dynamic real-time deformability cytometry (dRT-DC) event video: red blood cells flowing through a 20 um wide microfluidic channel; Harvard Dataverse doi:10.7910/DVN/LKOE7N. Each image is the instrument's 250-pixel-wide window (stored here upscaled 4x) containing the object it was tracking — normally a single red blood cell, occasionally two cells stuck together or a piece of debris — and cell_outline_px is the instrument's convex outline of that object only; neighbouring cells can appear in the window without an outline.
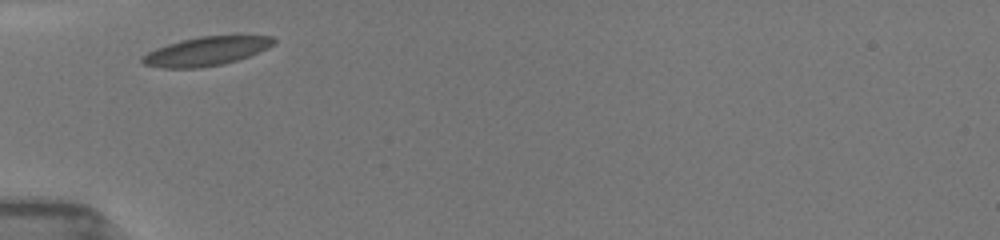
{"species": "common noctule bat (a hibernating species)", "species_latin": "Nyctalus noctula", "temperature_condition": "room temperature", "stored_images_in_passage": 12, "camera_frame_rate_fps": 3000, "um_per_image_px": 0.085, "animal": {"sex": "female", "body_mass_g": 19.5, "forearm_length_mm": 54.1}, "frame": {"image": 1, "passage_image": 1, "time_ms": 0.0, "image_size_px": [1000, 240], "cell_outline_px": [[276, 44], [268, 48], [248, 56], [224, 64], [200, 68], [160, 68], [144, 64], [140, 60], [148, 52], [156, 48], [168, 44], [200, 36], [272, 36], [276, 40]], "centroid_in_image_um": [17.54, 4.36], "position_along_channel_um": 67.5, "area_um2": 21.91}}
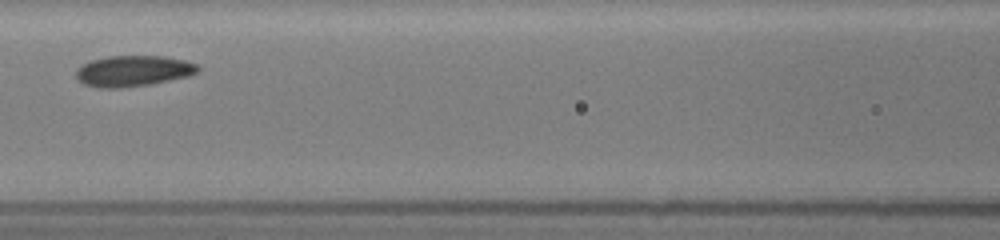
{"frame": {"image": 2, "passage_image": 5, "time_ms": 2.333, "image_size_px": [1000, 240], "cell_outline_px": [[200, 72], [188, 76], [152, 84], [120, 88], [96, 88], [84, 84], [76, 76], [76, 68], [92, 60], [108, 56], [164, 56], [184, 60], [196, 64], [200, 68]], "centroid_in_image_um": [11.33, 6.04], "position_along_channel_um": 155.3, "area_um2": 22.02}}
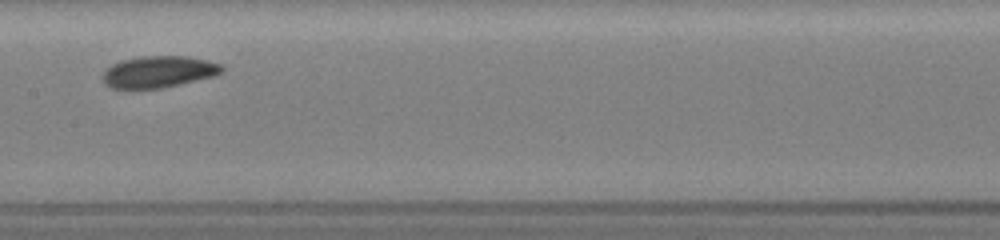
{"frame": {"image": 3, "passage_image": 8, "time_ms": 3.333, "image_size_px": [1000, 240], "cell_outline_px": [[224, 68], [216, 76], [164, 88], [112, 88], [104, 84], [104, 72], [112, 64], [120, 60], [140, 56], [184, 56], [208, 60], [220, 64]], "centroid_in_image_um": [13.5, 6.1], "position_along_channel_um": 193.9, "area_um2": 21.96}}